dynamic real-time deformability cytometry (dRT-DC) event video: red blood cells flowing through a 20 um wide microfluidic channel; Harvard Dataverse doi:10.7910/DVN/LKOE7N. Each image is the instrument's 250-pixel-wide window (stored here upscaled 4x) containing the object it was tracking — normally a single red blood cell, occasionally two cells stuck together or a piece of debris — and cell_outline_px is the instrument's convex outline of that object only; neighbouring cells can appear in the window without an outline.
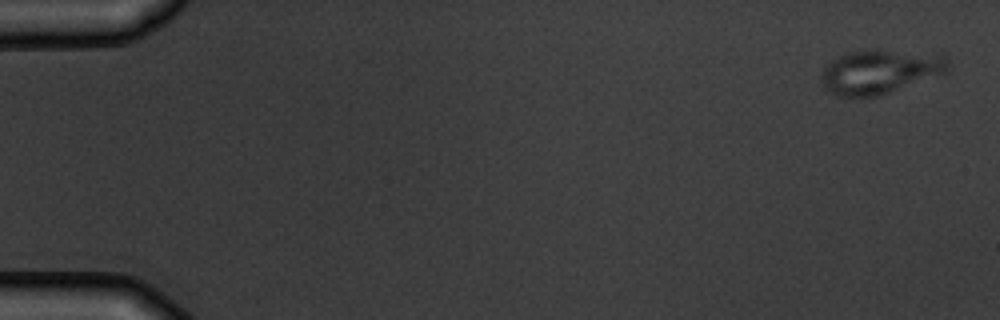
{"species": "common noctule bat (a hibernating species)", "species_latin": "Nyctalus noctula", "temperature_condition": "warm", "stored_images_in_passage": 6, "camera_frame_rate_fps": 3000, "um_per_image_px": 0.085, "animal": {"sex": "male", "body_mass_g": 19.5, "forearm_length_mm": 54.6}, "frame": {"image": 1, "passage_image": 1, "time_ms": 0.0, "image_size_px": [1000, 320], "cell_outline_px": [[948, 68], [944, 72], [880, 96], [860, 100], [836, 96], [828, 92], [824, 88], [820, 80], [820, 76], [824, 64], [848, 52], [876, 48], [948, 56]], "centroid_in_image_um": [74.67, 6.12], "position_along_channel_um": 10.3, "area_um2": 33.23}}